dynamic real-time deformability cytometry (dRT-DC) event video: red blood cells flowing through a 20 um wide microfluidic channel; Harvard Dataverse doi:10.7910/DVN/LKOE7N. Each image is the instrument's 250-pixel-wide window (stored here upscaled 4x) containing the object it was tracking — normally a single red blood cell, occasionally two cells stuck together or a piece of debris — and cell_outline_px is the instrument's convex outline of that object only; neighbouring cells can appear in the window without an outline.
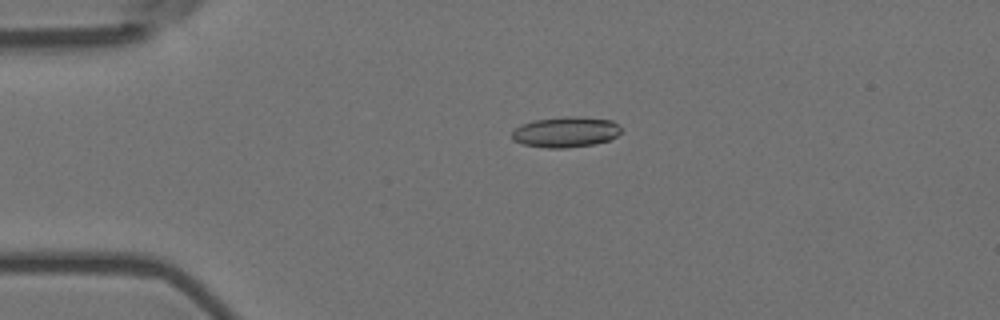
{"species": "Egyptian fruit bat (a non-hibernating species)", "species_latin": "Rousettus aegyptiacus", "temperature_condition": "room temperature", "stored_images_in_passage": 5, "camera_frame_rate_fps": 3000, "um_per_image_px": 0.085, "animal": {"sex": "female"}, "frame": {"image": 1, "passage_image": 4, "time_ms": 1.0, "image_size_px": [1000, 320], "cell_outline_px": [[620, 132], [616, 136], [608, 140], [592, 144], [564, 148], [548, 148], [524, 144], [512, 140], [512, 132], [520, 124], [536, 120], [568, 116], [576, 116], [612, 120], [620, 128]], "centroid_in_image_um": [48.06, 11.22], "position_along_channel_um": 36.9, "area_um2": 19.19}}